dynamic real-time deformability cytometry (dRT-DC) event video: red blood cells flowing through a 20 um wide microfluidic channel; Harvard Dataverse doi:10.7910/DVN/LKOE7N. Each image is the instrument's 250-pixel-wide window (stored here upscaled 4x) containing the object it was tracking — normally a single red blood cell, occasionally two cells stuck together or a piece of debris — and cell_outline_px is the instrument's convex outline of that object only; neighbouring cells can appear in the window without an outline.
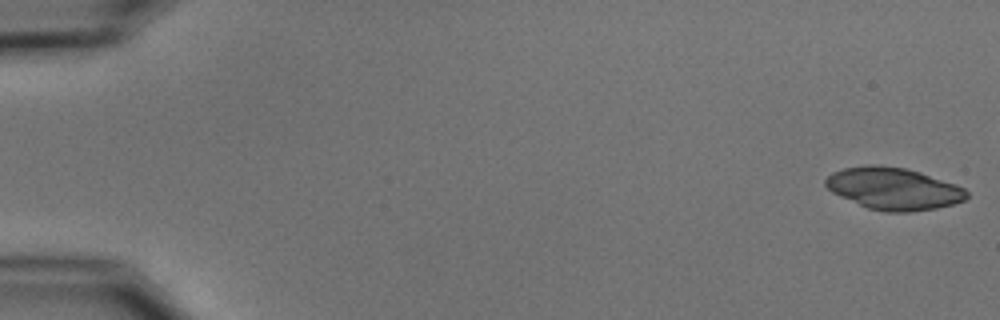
{"species": "common noctule bat (a hibernating species)", "species_latin": "Nyctalus noctula", "temperature_condition": "cold", "stored_images_in_passage": 11, "camera_frame_rate_fps": 3000, "um_per_image_px": 0.085, "animal": {"sex": "male", "body_mass_g": 15.6}, "frame": {"image": 1, "passage_image": 1, "time_ms": 0.0, "image_size_px": [1000, 320], "cell_outline_px": [[968, 196], [964, 200], [952, 204], [936, 208], [912, 212], [884, 212], [868, 208], [840, 196], [832, 192], [824, 184], [824, 180], [832, 172], [844, 168], [868, 164], [880, 164], [904, 168], [920, 172], [956, 184], [964, 188], [968, 192]], "centroid_in_image_um": [75.94, 16.02], "position_along_channel_um": 9.1, "area_um2": 34.68}}
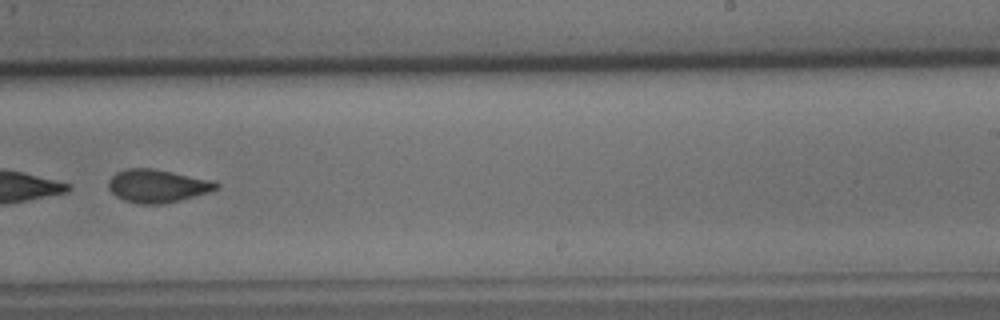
{"frame": {"image": 2, "passage_image": 10, "time_ms": 11.333, "image_size_px": [1000, 320], "cell_outline_px": [[220, 188], [208, 192], [180, 200], [160, 204], [140, 204], [124, 200], [116, 196], [108, 188], [108, 180], [116, 172], [128, 168], [152, 168], [212, 180], [220, 184]], "centroid_in_image_um": [13.37, 15.8], "position_along_channel_um": 275.6, "area_um2": 20.69}}
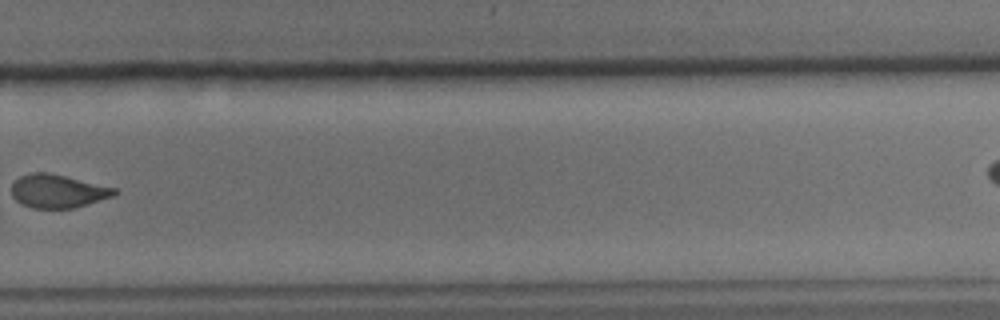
{"frame": {"image": 3, "passage_image": 11, "time_ms": 12.667, "image_size_px": [1000, 320], "cell_outline_px": [[120, 192], [112, 196], [72, 208], [32, 208], [20, 204], [12, 196], [12, 184], [20, 176], [32, 172], [48, 172], [116, 188]], "centroid_in_image_um": [4.88, 16.24], "position_along_channel_um": 324.9, "area_um2": 19.83}}